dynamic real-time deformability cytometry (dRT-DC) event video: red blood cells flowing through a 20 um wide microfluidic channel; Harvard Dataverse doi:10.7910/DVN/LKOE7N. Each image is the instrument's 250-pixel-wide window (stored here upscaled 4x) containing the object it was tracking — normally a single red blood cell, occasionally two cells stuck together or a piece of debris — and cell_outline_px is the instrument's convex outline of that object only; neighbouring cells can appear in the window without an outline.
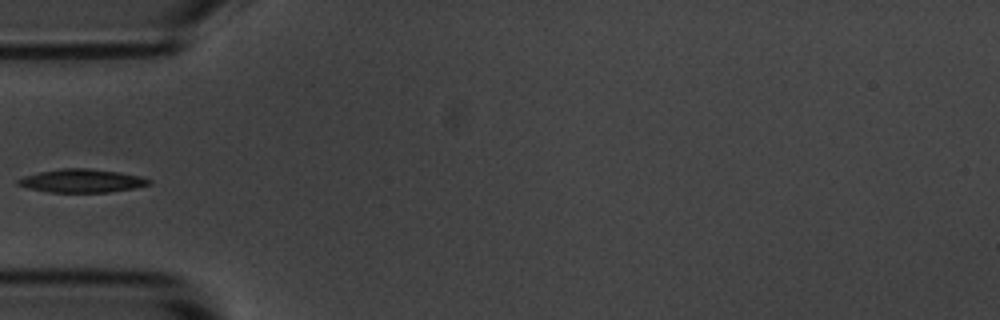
{"species": "common noctule bat (a hibernating species)", "species_latin": "Nyctalus noctula", "temperature_condition": "room temperature", "stored_images_in_passage": 6, "camera_frame_rate_fps": 3000, "um_per_image_px": 0.085, "animal": {"sex": "male", "body_mass_g": 20.1, "forearm_length_mm": 53.5}, "frame": {"image": 1, "passage_image": 5, "time_ms": 5.667, "image_size_px": [1000, 320], "cell_outline_px": [[152, 184], [136, 188], [108, 192], [48, 192], [16, 184], [16, 180], [24, 176], [40, 172], [60, 168], [88, 168], [120, 172], [140, 176], [152, 180]], "centroid_in_image_um": [7.0, 15.36], "position_along_channel_um": 78.0, "area_um2": 17.8}}